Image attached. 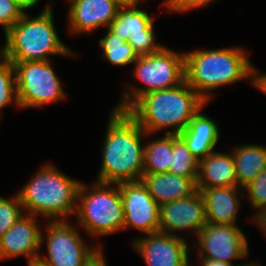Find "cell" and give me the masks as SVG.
<instances>
[{
    "label": "cell",
    "instance_id": "7c38bea8",
    "mask_svg": "<svg viewBox=\"0 0 266 266\" xmlns=\"http://www.w3.org/2000/svg\"><path fill=\"white\" fill-rule=\"evenodd\" d=\"M124 213V229L132 227L151 234L159 232L160 206L140 181L119 184Z\"/></svg>",
    "mask_w": 266,
    "mask_h": 266
},
{
    "label": "cell",
    "instance_id": "5b68a950",
    "mask_svg": "<svg viewBox=\"0 0 266 266\" xmlns=\"http://www.w3.org/2000/svg\"><path fill=\"white\" fill-rule=\"evenodd\" d=\"M80 183L47 163L17 193L24 213L47 221L67 220L76 213Z\"/></svg>",
    "mask_w": 266,
    "mask_h": 266
},
{
    "label": "cell",
    "instance_id": "1f68e13d",
    "mask_svg": "<svg viewBox=\"0 0 266 266\" xmlns=\"http://www.w3.org/2000/svg\"><path fill=\"white\" fill-rule=\"evenodd\" d=\"M262 230L261 232L266 236V211L255 213L251 219Z\"/></svg>",
    "mask_w": 266,
    "mask_h": 266
},
{
    "label": "cell",
    "instance_id": "f1b7e54d",
    "mask_svg": "<svg viewBox=\"0 0 266 266\" xmlns=\"http://www.w3.org/2000/svg\"><path fill=\"white\" fill-rule=\"evenodd\" d=\"M216 0H164L163 4L168 11L175 13H185L190 9L207 7L209 3Z\"/></svg>",
    "mask_w": 266,
    "mask_h": 266
},
{
    "label": "cell",
    "instance_id": "d6986e66",
    "mask_svg": "<svg viewBox=\"0 0 266 266\" xmlns=\"http://www.w3.org/2000/svg\"><path fill=\"white\" fill-rule=\"evenodd\" d=\"M237 186L232 154L213 151L199 161L196 190Z\"/></svg>",
    "mask_w": 266,
    "mask_h": 266
},
{
    "label": "cell",
    "instance_id": "9c48e42d",
    "mask_svg": "<svg viewBox=\"0 0 266 266\" xmlns=\"http://www.w3.org/2000/svg\"><path fill=\"white\" fill-rule=\"evenodd\" d=\"M12 64L19 108H39L66 98L67 94L50 60Z\"/></svg>",
    "mask_w": 266,
    "mask_h": 266
},
{
    "label": "cell",
    "instance_id": "ba28073f",
    "mask_svg": "<svg viewBox=\"0 0 266 266\" xmlns=\"http://www.w3.org/2000/svg\"><path fill=\"white\" fill-rule=\"evenodd\" d=\"M69 220L48 221L47 253L38 260L48 266H89L102 253L101 245H87Z\"/></svg>",
    "mask_w": 266,
    "mask_h": 266
},
{
    "label": "cell",
    "instance_id": "30bf717a",
    "mask_svg": "<svg viewBox=\"0 0 266 266\" xmlns=\"http://www.w3.org/2000/svg\"><path fill=\"white\" fill-rule=\"evenodd\" d=\"M138 6L120 7L117 16L108 29L127 41L137 56L149 55L161 50L164 46L157 44L154 32V17L137 8Z\"/></svg>",
    "mask_w": 266,
    "mask_h": 266
},
{
    "label": "cell",
    "instance_id": "4dcf8cb0",
    "mask_svg": "<svg viewBox=\"0 0 266 266\" xmlns=\"http://www.w3.org/2000/svg\"><path fill=\"white\" fill-rule=\"evenodd\" d=\"M197 261L200 266H234L233 263H227L213 258L197 257Z\"/></svg>",
    "mask_w": 266,
    "mask_h": 266
},
{
    "label": "cell",
    "instance_id": "4fadbf2b",
    "mask_svg": "<svg viewBox=\"0 0 266 266\" xmlns=\"http://www.w3.org/2000/svg\"><path fill=\"white\" fill-rule=\"evenodd\" d=\"M188 244L181 235L156 232L136 238L132 246L147 266H191Z\"/></svg>",
    "mask_w": 266,
    "mask_h": 266
},
{
    "label": "cell",
    "instance_id": "6da1fadb",
    "mask_svg": "<svg viewBox=\"0 0 266 266\" xmlns=\"http://www.w3.org/2000/svg\"><path fill=\"white\" fill-rule=\"evenodd\" d=\"M102 148L99 182L121 184L140 181L144 172V145L147 134L124 110L113 108Z\"/></svg>",
    "mask_w": 266,
    "mask_h": 266
},
{
    "label": "cell",
    "instance_id": "3957f363",
    "mask_svg": "<svg viewBox=\"0 0 266 266\" xmlns=\"http://www.w3.org/2000/svg\"><path fill=\"white\" fill-rule=\"evenodd\" d=\"M243 47L184 52L185 81L208 103L214 89L250 78L254 67Z\"/></svg>",
    "mask_w": 266,
    "mask_h": 266
},
{
    "label": "cell",
    "instance_id": "4316f807",
    "mask_svg": "<svg viewBox=\"0 0 266 266\" xmlns=\"http://www.w3.org/2000/svg\"><path fill=\"white\" fill-rule=\"evenodd\" d=\"M244 189L248 192L247 199L253 209L257 208L256 213L266 211V169L262 170Z\"/></svg>",
    "mask_w": 266,
    "mask_h": 266
},
{
    "label": "cell",
    "instance_id": "9a60e30c",
    "mask_svg": "<svg viewBox=\"0 0 266 266\" xmlns=\"http://www.w3.org/2000/svg\"><path fill=\"white\" fill-rule=\"evenodd\" d=\"M37 217L24 213L15 224L0 237V260L26 256L27 264L39 258V250L45 239Z\"/></svg>",
    "mask_w": 266,
    "mask_h": 266
},
{
    "label": "cell",
    "instance_id": "603a6c76",
    "mask_svg": "<svg viewBox=\"0 0 266 266\" xmlns=\"http://www.w3.org/2000/svg\"><path fill=\"white\" fill-rule=\"evenodd\" d=\"M102 56L113 66H127L133 64L138 56L132 46L107 28L104 38L99 39Z\"/></svg>",
    "mask_w": 266,
    "mask_h": 266
},
{
    "label": "cell",
    "instance_id": "484cf974",
    "mask_svg": "<svg viewBox=\"0 0 266 266\" xmlns=\"http://www.w3.org/2000/svg\"><path fill=\"white\" fill-rule=\"evenodd\" d=\"M18 193L11 198L0 196V237L24 215Z\"/></svg>",
    "mask_w": 266,
    "mask_h": 266
},
{
    "label": "cell",
    "instance_id": "5bb4252c",
    "mask_svg": "<svg viewBox=\"0 0 266 266\" xmlns=\"http://www.w3.org/2000/svg\"><path fill=\"white\" fill-rule=\"evenodd\" d=\"M207 224L204 199L199 190L190 196L160 206L159 232L178 235L192 230L197 237ZM176 232V233H175Z\"/></svg>",
    "mask_w": 266,
    "mask_h": 266
},
{
    "label": "cell",
    "instance_id": "d4e9b609",
    "mask_svg": "<svg viewBox=\"0 0 266 266\" xmlns=\"http://www.w3.org/2000/svg\"><path fill=\"white\" fill-rule=\"evenodd\" d=\"M13 101L19 108L15 70L12 62L2 56L0 58V110L12 104Z\"/></svg>",
    "mask_w": 266,
    "mask_h": 266
},
{
    "label": "cell",
    "instance_id": "7402d4cb",
    "mask_svg": "<svg viewBox=\"0 0 266 266\" xmlns=\"http://www.w3.org/2000/svg\"><path fill=\"white\" fill-rule=\"evenodd\" d=\"M173 134H164L144 145L143 174L168 173L172 160Z\"/></svg>",
    "mask_w": 266,
    "mask_h": 266
},
{
    "label": "cell",
    "instance_id": "836d02e7",
    "mask_svg": "<svg viewBox=\"0 0 266 266\" xmlns=\"http://www.w3.org/2000/svg\"><path fill=\"white\" fill-rule=\"evenodd\" d=\"M116 1L121 7L125 6H138L141 0H114Z\"/></svg>",
    "mask_w": 266,
    "mask_h": 266
},
{
    "label": "cell",
    "instance_id": "8992f818",
    "mask_svg": "<svg viewBox=\"0 0 266 266\" xmlns=\"http://www.w3.org/2000/svg\"><path fill=\"white\" fill-rule=\"evenodd\" d=\"M75 215L81 227L93 238L124 230L119 184L96 181L89 187L81 182Z\"/></svg>",
    "mask_w": 266,
    "mask_h": 266
},
{
    "label": "cell",
    "instance_id": "8d00e7d4",
    "mask_svg": "<svg viewBox=\"0 0 266 266\" xmlns=\"http://www.w3.org/2000/svg\"><path fill=\"white\" fill-rule=\"evenodd\" d=\"M3 56V48L1 47V44H0V58Z\"/></svg>",
    "mask_w": 266,
    "mask_h": 266
},
{
    "label": "cell",
    "instance_id": "8fae6325",
    "mask_svg": "<svg viewBox=\"0 0 266 266\" xmlns=\"http://www.w3.org/2000/svg\"><path fill=\"white\" fill-rule=\"evenodd\" d=\"M198 257L227 263L248 257V241L237 225L207 223L197 235Z\"/></svg>",
    "mask_w": 266,
    "mask_h": 266
},
{
    "label": "cell",
    "instance_id": "83f0119b",
    "mask_svg": "<svg viewBox=\"0 0 266 266\" xmlns=\"http://www.w3.org/2000/svg\"><path fill=\"white\" fill-rule=\"evenodd\" d=\"M24 12L9 0H0V25L6 34L8 30L22 17Z\"/></svg>",
    "mask_w": 266,
    "mask_h": 266
},
{
    "label": "cell",
    "instance_id": "2e32d148",
    "mask_svg": "<svg viewBox=\"0 0 266 266\" xmlns=\"http://www.w3.org/2000/svg\"><path fill=\"white\" fill-rule=\"evenodd\" d=\"M68 28L71 34L93 32L109 27L121 7L114 0H68Z\"/></svg>",
    "mask_w": 266,
    "mask_h": 266
},
{
    "label": "cell",
    "instance_id": "cb8c5ba5",
    "mask_svg": "<svg viewBox=\"0 0 266 266\" xmlns=\"http://www.w3.org/2000/svg\"><path fill=\"white\" fill-rule=\"evenodd\" d=\"M199 160L190 152L185 142L173 134L172 160L168 173L190 178L195 184L198 179Z\"/></svg>",
    "mask_w": 266,
    "mask_h": 266
},
{
    "label": "cell",
    "instance_id": "52a82bcc",
    "mask_svg": "<svg viewBox=\"0 0 266 266\" xmlns=\"http://www.w3.org/2000/svg\"><path fill=\"white\" fill-rule=\"evenodd\" d=\"M133 64L135 78L146 86L128 85L115 109L127 111L142 95L173 88L185 80L184 52H175L166 46L149 55L138 56Z\"/></svg>",
    "mask_w": 266,
    "mask_h": 266
},
{
    "label": "cell",
    "instance_id": "e575fe53",
    "mask_svg": "<svg viewBox=\"0 0 266 266\" xmlns=\"http://www.w3.org/2000/svg\"><path fill=\"white\" fill-rule=\"evenodd\" d=\"M28 266H48V265L37 259L36 261H32L31 263H29Z\"/></svg>",
    "mask_w": 266,
    "mask_h": 266
},
{
    "label": "cell",
    "instance_id": "e0dca14e",
    "mask_svg": "<svg viewBox=\"0 0 266 266\" xmlns=\"http://www.w3.org/2000/svg\"><path fill=\"white\" fill-rule=\"evenodd\" d=\"M243 188L238 186L204 188L200 191L209 224L236 225Z\"/></svg>",
    "mask_w": 266,
    "mask_h": 266
},
{
    "label": "cell",
    "instance_id": "d6a6232c",
    "mask_svg": "<svg viewBox=\"0 0 266 266\" xmlns=\"http://www.w3.org/2000/svg\"><path fill=\"white\" fill-rule=\"evenodd\" d=\"M16 4L24 13L26 10L36 7L40 0H9Z\"/></svg>",
    "mask_w": 266,
    "mask_h": 266
},
{
    "label": "cell",
    "instance_id": "ac0fdd59",
    "mask_svg": "<svg viewBox=\"0 0 266 266\" xmlns=\"http://www.w3.org/2000/svg\"><path fill=\"white\" fill-rule=\"evenodd\" d=\"M203 107L193 116L189 125L178 134L190 152L200 161L214 151L220 130L211 117L202 114Z\"/></svg>",
    "mask_w": 266,
    "mask_h": 266
},
{
    "label": "cell",
    "instance_id": "44dd1931",
    "mask_svg": "<svg viewBox=\"0 0 266 266\" xmlns=\"http://www.w3.org/2000/svg\"><path fill=\"white\" fill-rule=\"evenodd\" d=\"M237 186L244 188L266 169V146L238 145L232 150Z\"/></svg>",
    "mask_w": 266,
    "mask_h": 266
},
{
    "label": "cell",
    "instance_id": "f546056e",
    "mask_svg": "<svg viewBox=\"0 0 266 266\" xmlns=\"http://www.w3.org/2000/svg\"><path fill=\"white\" fill-rule=\"evenodd\" d=\"M256 89L266 94V74L258 73V70L254 68V86Z\"/></svg>",
    "mask_w": 266,
    "mask_h": 266
},
{
    "label": "cell",
    "instance_id": "277c9868",
    "mask_svg": "<svg viewBox=\"0 0 266 266\" xmlns=\"http://www.w3.org/2000/svg\"><path fill=\"white\" fill-rule=\"evenodd\" d=\"M50 3L36 17L24 13L5 34L3 56L12 63L49 61L50 55L76 57L61 41Z\"/></svg>",
    "mask_w": 266,
    "mask_h": 266
},
{
    "label": "cell",
    "instance_id": "7a4b0ae2",
    "mask_svg": "<svg viewBox=\"0 0 266 266\" xmlns=\"http://www.w3.org/2000/svg\"><path fill=\"white\" fill-rule=\"evenodd\" d=\"M207 103L184 80L178 86L142 95L127 112L149 135L179 134ZM172 129V130H169Z\"/></svg>",
    "mask_w": 266,
    "mask_h": 266
},
{
    "label": "cell",
    "instance_id": "ffe728a7",
    "mask_svg": "<svg viewBox=\"0 0 266 266\" xmlns=\"http://www.w3.org/2000/svg\"><path fill=\"white\" fill-rule=\"evenodd\" d=\"M141 180L159 206L186 198L196 191V184L190 178L171 173L143 174Z\"/></svg>",
    "mask_w": 266,
    "mask_h": 266
},
{
    "label": "cell",
    "instance_id": "d590c367",
    "mask_svg": "<svg viewBox=\"0 0 266 266\" xmlns=\"http://www.w3.org/2000/svg\"><path fill=\"white\" fill-rule=\"evenodd\" d=\"M241 266H261V265H260L259 263H258V264H257V263L255 264V262H254V263H251V262L248 263V262H247V263H245V264H241Z\"/></svg>",
    "mask_w": 266,
    "mask_h": 266
}]
</instances>
